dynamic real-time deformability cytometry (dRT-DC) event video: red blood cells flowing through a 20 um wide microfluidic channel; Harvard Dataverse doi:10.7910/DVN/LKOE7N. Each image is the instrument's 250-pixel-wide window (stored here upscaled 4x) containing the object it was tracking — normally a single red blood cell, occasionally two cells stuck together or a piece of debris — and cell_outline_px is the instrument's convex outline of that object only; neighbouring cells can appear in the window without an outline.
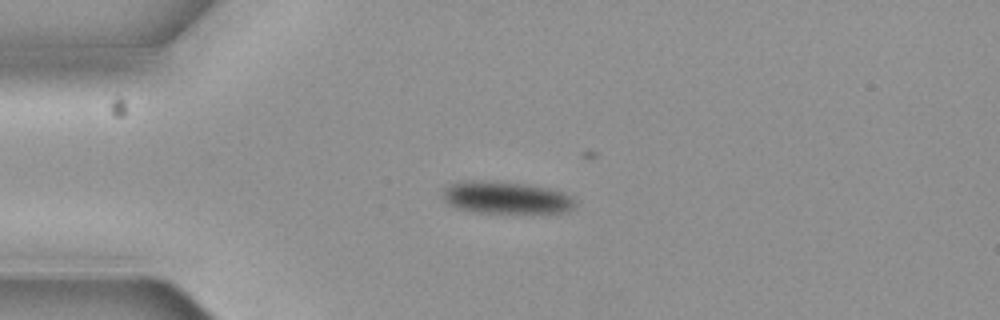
{"species": "common noctule bat (a hibernating species)", "species_latin": "Nyctalus noctula", "temperature_condition": "cold", "stored_images_in_passage": 4, "camera_frame_rate_fps": 3000, "um_per_image_px": 0.085, "animal": {"sex": "female", "body_mass_g": 19.3, "forearm_length_mm": 54.1}, "frame": {"image": 1, "passage_image": 3, "time_ms": 0.667, "image_size_px": [1000, 320], "cell_outline_px": [[576, 204], [572, 208], [564, 212], [472, 212], [456, 208], [448, 204], [440, 196], [444, 188], [448, 184], [460, 180], [496, 180], [528, 184], [548, 188], [560, 192], [568, 196]], "centroid_in_image_um": [42.87, 16.77], "position_along_channel_um": 42.1, "area_um2": 25.03}}